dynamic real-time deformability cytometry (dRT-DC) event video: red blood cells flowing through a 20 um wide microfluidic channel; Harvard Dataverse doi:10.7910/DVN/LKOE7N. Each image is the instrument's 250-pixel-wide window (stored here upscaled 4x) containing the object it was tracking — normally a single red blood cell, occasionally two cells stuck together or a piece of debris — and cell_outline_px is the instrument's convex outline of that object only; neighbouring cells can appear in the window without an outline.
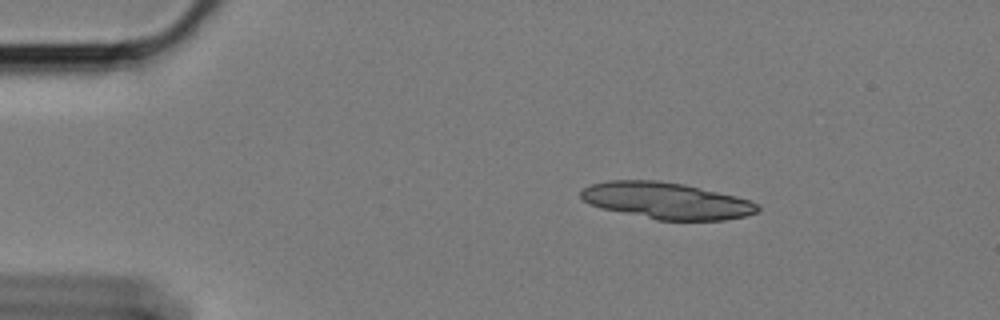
{"species": "Egyptian fruit bat (a non-hibernating species)", "species_latin": "Rousettus aegyptiacus", "temperature_condition": "cold", "stored_images_in_passage": 50, "segment_of_instrument_passage": [1, 2], "camera_frame_rate_fps": 3000, "um_per_image_px": 0.085, "animal": {"sex": "female"}, "frame": {"image": 1, "passage_image": 1, "time_ms": 0.0, "image_size_px": [1000, 320], "cell_outline_px": [[760, 208], [756, 212], [744, 216], [720, 220], [660, 220], [604, 208], [592, 204], [584, 200], [580, 196], [580, 192], [584, 188], [596, 184], [616, 180], [640, 180], [680, 184], [732, 196], [748, 200], [756, 204]], "centroid_in_image_um": [56.65, 17.07], "position_along_channel_um": 28.4, "area_um2": 36.01}}